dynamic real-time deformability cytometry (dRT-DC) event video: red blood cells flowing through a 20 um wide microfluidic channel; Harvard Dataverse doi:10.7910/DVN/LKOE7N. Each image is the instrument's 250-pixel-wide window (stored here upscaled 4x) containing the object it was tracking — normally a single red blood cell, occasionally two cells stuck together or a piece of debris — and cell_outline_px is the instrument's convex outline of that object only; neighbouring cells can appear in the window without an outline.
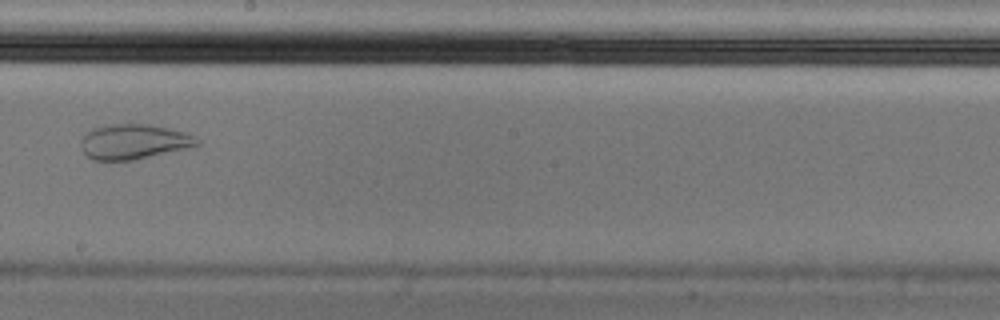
{"species": "Egyptian fruit bat (a non-hibernating species)", "species_latin": "Rousettus aegyptiacus", "temperature_condition": "cold", "stored_images_in_passage": 9, "camera_frame_rate_fps": 3000, "um_per_image_px": 0.085, "animal": {"sex": "male"}, "frame": {"image": 1, "passage_image": 9, "time_ms": 2.667, "image_size_px": [1000, 320], "cell_outline_px": [[200, 144], [188, 148], [132, 160], [92, 160], [80, 148], [80, 140], [92, 128], [104, 124], [148, 124], [168, 128], [184, 132], [200, 140]], "centroid_in_image_um": [11.33, 12.04], "position_along_channel_um": 236.9, "area_um2": 23.64}}